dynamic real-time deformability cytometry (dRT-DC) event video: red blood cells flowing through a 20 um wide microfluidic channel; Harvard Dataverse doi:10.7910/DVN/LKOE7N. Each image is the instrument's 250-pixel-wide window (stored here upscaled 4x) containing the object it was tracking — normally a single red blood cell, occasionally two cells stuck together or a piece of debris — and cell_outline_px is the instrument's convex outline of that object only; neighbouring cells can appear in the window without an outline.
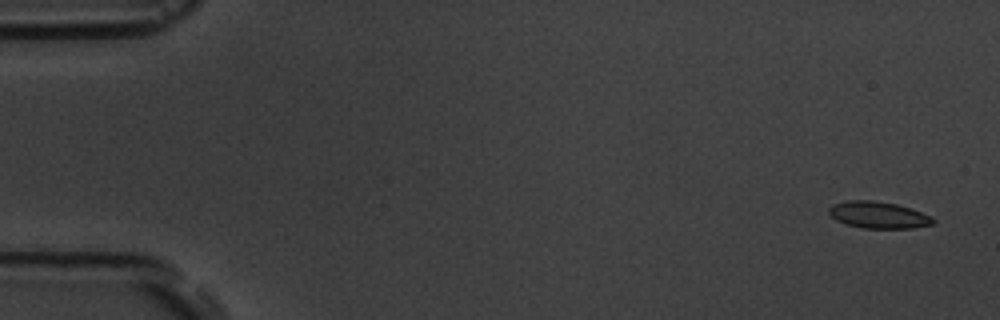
{"species": "common noctule bat (a hibernating species)", "species_latin": "Nyctalus noctula", "temperature_condition": "room temperature", "stored_images_in_passage": 4, "camera_frame_rate_fps": 3000, "um_per_image_px": 0.085, "animal": {"sex": "male", "body_mass_g": 19.5, "forearm_length_mm": 54.6}, "frame": {"image": 1, "passage_image": 1, "time_ms": 0.0, "image_size_px": [1000, 320], "cell_outline_px": [[936, 224], [912, 228], [864, 228], [848, 224], [836, 220], [828, 212], [828, 208], [832, 204], [848, 200], [872, 200], [896, 204], [912, 208], [932, 216], [936, 220]], "centroid_in_image_um": [74.71, 18.27], "position_along_channel_um": 10.3, "area_um2": 16.36}}
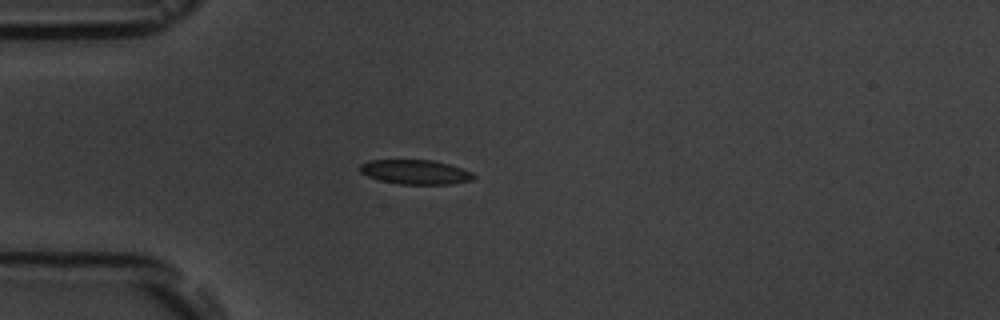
{"frame": {"image": 2, "passage_image": 4, "time_ms": 4.333, "image_size_px": [1000, 320], "cell_outline_px": [[476, 176], [472, 180], [452, 184], [400, 184], [380, 180], [368, 176], [360, 172], [360, 164], [368, 160], [432, 160], [448, 164], [472, 172]], "centroid_in_image_um": [35.3, 14.62], "position_along_channel_um": 49.7, "area_um2": 16.13}}